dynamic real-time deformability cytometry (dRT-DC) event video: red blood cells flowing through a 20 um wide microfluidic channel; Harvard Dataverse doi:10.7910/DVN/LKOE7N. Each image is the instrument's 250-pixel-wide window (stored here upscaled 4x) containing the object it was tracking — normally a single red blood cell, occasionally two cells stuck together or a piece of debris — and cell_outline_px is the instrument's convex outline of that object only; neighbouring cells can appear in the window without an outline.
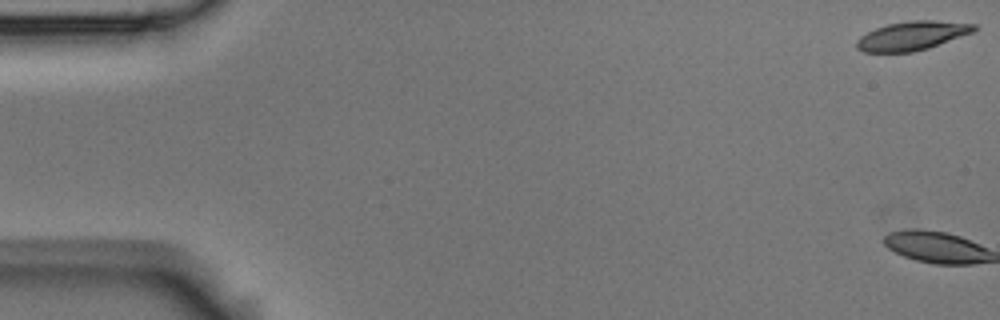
{"species": "Egyptian fruit bat (a non-hibernating species)", "species_latin": "Rousettus aegyptiacus", "temperature_condition": "room temperature", "stored_images_in_passage": 7, "camera_frame_rate_fps": 3000, "um_per_image_px": 0.085, "animal": {"sex": "male"}, "frame": {"image": 1, "passage_image": 1, "time_ms": 0.0, "image_size_px": [1000, 320], "cell_outline_px": [[980, 28], [972, 32], [928, 48], [912, 52], [864, 52], [856, 48], [856, 40], [860, 36], [876, 28], [888, 24], [908, 20], [936, 20], [976, 24]], "centroid_in_image_um": [77.52, 3.03], "position_along_channel_um": 7.5, "area_um2": 19.77}}
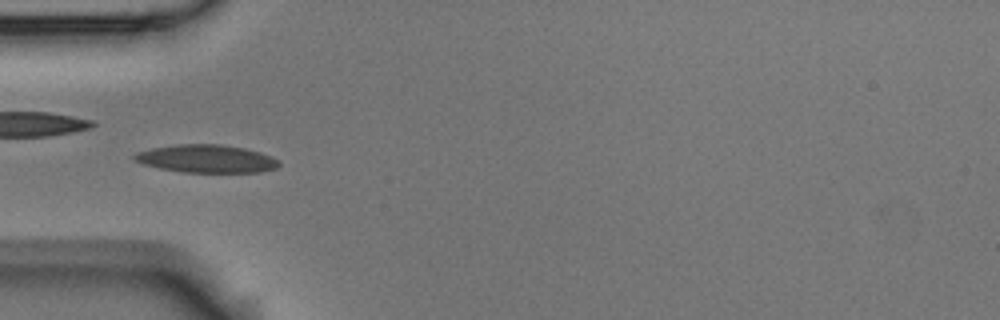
{"frame": {"image": 2, "passage_image": 6, "time_ms": 1.667, "image_size_px": [1000, 320], "cell_outline_px": [[280, 164], [276, 168], [260, 172], [184, 172], [160, 168], [144, 164], [132, 160], [132, 156], [136, 152], [152, 148], [176, 144], [220, 144], [244, 148], [260, 152], [272, 156], [280, 160]], "centroid_in_image_um": [17.55, 13.49], "position_along_channel_um": 67.4, "area_um2": 23.58}}